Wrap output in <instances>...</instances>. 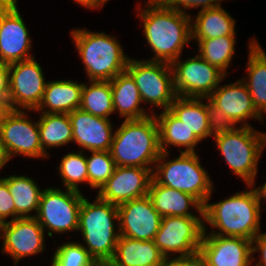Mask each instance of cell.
I'll list each match as a JSON object with an SVG mask.
<instances>
[{
	"label": "cell",
	"mask_w": 266,
	"mask_h": 266,
	"mask_svg": "<svg viewBox=\"0 0 266 266\" xmlns=\"http://www.w3.org/2000/svg\"><path fill=\"white\" fill-rule=\"evenodd\" d=\"M222 82L207 98L214 106L241 127H252L248 119L264 123V117L254 107L250 92L241 78L225 85Z\"/></svg>",
	"instance_id": "19"
},
{
	"label": "cell",
	"mask_w": 266,
	"mask_h": 266,
	"mask_svg": "<svg viewBox=\"0 0 266 266\" xmlns=\"http://www.w3.org/2000/svg\"><path fill=\"white\" fill-rule=\"evenodd\" d=\"M11 160L6 147L4 146L0 138V171L5 167V165Z\"/></svg>",
	"instance_id": "44"
},
{
	"label": "cell",
	"mask_w": 266,
	"mask_h": 266,
	"mask_svg": "<svg viewBox=\"0 0 266 266\" xmlns=\"http://www.w3.org/2000/svg\"><path fill=\"white\" fill-rule=\"evenodd\" d=\"M141 6H136V17L141 19L143 36L154 53L148 60L171 64L182 55L186 44L192 43L190 13L171 9L161 0H146Z\"/></svg>",
	"instance_id": "1"
},
{
	"label": "cell",
	"mask_w": 266,
	"mask_h": 266,
	"mask_svg": "<svg viewBox=\"0 0 266 266\" xmlns=\"http://www.w3.org/2000/svg\"><path fill=\"white\" fill-rule=\"evenodd\" d=\"M114 113L124 120H139L155 114L154 109L141 106L143 104L137 85L132 76L125 70L110 81ZM146 109V111H145ZM150 113V114H149Z\"/></svg>",
	"instance_id": "22"
},
{
	"label": "cell",
	"mask_w": 266,
	"mask_h": 266,
	"mask_svg": "<svg viewBox=\"0 0 266 266\" xmlns=\"http://www.w3.org/2000/svg\"><path fill=\"white\" fill-rule=\"evenodd\" d=\"M84 151L65 154L59 162L58 174L65 189L80 191L79 185L88 184V168Z\"/></svg>",
	"instance_id": "33"
},
{
	"label": "cell",
	"mask_w": 266,
	"mask_h": 266,
	"mask_svg": "<svg viewBox=\"0 0 266 266\" xmlns=\"http://www.w3.org/2000/svg\"><path fill=\"white\" fill-rule=\"evenodd\" d=\"M43 189L35 218L45 232L48 229L47 236L78 231L83 193L58 187Z\"/></svg>",
	"instance_id": "8"
},
{
	"label": "cell",
	"mask_w": 266,
	"mask_h": 266,
	"mask_svg": "<svg viewBox=\"0 0 266 266\" xmlns=\"http://www.w3.org/2000/svg\"><path fill=\"white\" fill-rule=\"evenodd\" d=\"M46 234L35 217L16 218L0 224V240L5 255L11 256L14 266L24 257L45 251Z\"/></svg>",
	"instance_id": "14"
},
{
	"label": "cell",
	"mask_w": 266,
	"mask_h": 266,
	"mask_svg": "<svg viewBox=\"0 0 266 266\" xmlns=\"http://www.w3.org/2000/svg\"><path fill=\"white\" fill-rule=\"evenodd\" d=\"M91 201L84 195L79 211V227L83 245L99 266L112 260L120 236L117 205L98 195Z\"/></svg>",
	"instance_id": "3"
},
{
	"label": "cell",
	"mask_w": 266,
	"mask_h": 266,
	"mask_svg": "<svg viewBox=\"0 0 266 266\" xmlns=\"http://www.w3.org/2000/svg\"><path fill=\"white\" fill-rule=\"evenodd\" d=\"M207 225L198 254L203 266H252V240L208 234Z\"/></svg>",
	"instance_id": "16"
},
{
	"label": "cell",
	"mask_w": 266,
	"mask_h": 266,
	"mask_svg": "<svg viewBox=\"0 0 266 266\" xmlns=\"http://www.w3.org/2000/svg\"><path fill=\"white\" fill-rule=\"evenodd\" d=\"M84 82L75 80L47 81L43 98L34 112L68 114L78 109Z\"/></svg>",
	"instance_id": "23"
},
{
	"label": "cell",
	"mask_w": 266,
	"mask_h": 266,
	"mask_svg": "<svg viewBox=\"0 0 266 266\" xmlns=\"http://www.w3.org/2000/svg\"><path fill=\"white\" fill-rule=\"evenodd\" d=\"M207 114L211 137L220 134L235 131L237 125L231 118L227 117L218 107L214 106L207 99Z\"/></svg>",
	"instance_id": "36"
},
{
	"label": "cell",
	"mask_w": 266,
	"mask_h": 266,
	"mask_svg": "<svg viewBox=\"0 0 266 266\" xmlns=\"http://www.w3.org/2000/svg\"><path fill=\"white\" fill-rule=\"evenodd\" d=\"M75 3L80 4L83 8H87L89 10H95L103 8V6L109 2L110 0H73Z\"/></svg>",
	"instance_id": "42"
},
{
	"label": "cell",
	"mask_w": 266,
	"mask_h": 266,
	"mask_svg": "<svg viewBox=\"0 0 266 266\" xmlns=\"http://www.w3.org/2000/svg\"><path fill=\"white\" fill-rule=\"evenodd\" d=\"M169 110L201 141L211 136L207 114V98L177 96Z\"/></svg>",
	"instance_id": "27"
},
{
	"label": "cell",
	"mask_w": 266,
	"mask_h": 266,
	"mask_svg": "<svg viewBox=\"0 0 266 266\" xmlns=\"http://www.w3.org/2000/svg\"><path fill=\"white\" fill-rule=\"evenodd\" d=\"M27 110L9 109L0 122V138L12 160L14 156L47 159L40 143L38 120H30Z\"/></svg>",
	"instance_id": "13"
},
{
	"label": "cell",
	"mask_w": 266,
	"mask_h": 266,
	"mask_svg": "<svg viewBox=\"0 0 266 266\" xmlns=\"http://www.w3.org/2000/svg\"><path fill=\"white\" fill-rule=\"evenodd\" d=\"M246 72L242 81L246 84L256 110L266 115V58L252 45L254 38H249Z\"/></svg>",
	"instance_id": "29"
},
{
	"label": "cell",
	"mask_w": 266,
	"mask_h": 266,
	"mask_svg": "<svg viewBox=\"0 0 266 266\" xmlns=\"http://www.w3.org/2000/svg\"><path fill=\"white\" fill-rule=\"evenodd\" d=\"M50 266H99L83 244L64 242L55 249Z\"/></svg>",
	"instance_id": "35"
},
{
	"label": "cell",
	"mask_w": 266,
	"mask_h": 266,
	"mask_svg": "<svg viewBox=\"0 0 266 266\" xmlns=\"http://www.w3.org/2000/svg\"><path fill=\"white\" fill-rule=\"evenodd\" d=\"M73 142L80 151H110L114 128L110 119L100 118L78 108L68 113Z\"/></svg>",
	"instance_id": "20"
},
{
	"label": "cell",
	"mask_w": 266,
	"mask_h": 266,
	"mask_svg": "<svg viewBox=\"0 0 266 266\" xmlns=\"http://www.w3.org/2000/svg\"><path fill=\"white\" fill-rule=\"evenodd\" d=\"M165 258L153 240L119 236L115 254L107 266H160Z\"/></svg>",
	"instance_id": "24"
},
{
	"label": "cell",
	"mask_w": 266,
	"mask_h": 266,
	"mask_svg": "<svg viewBox=\"0 0 266 266\" xmlns=\"http://www.w3.org/2000/svg\"><path fill=\"white\" fill-rule=\"evenodd\" d=\"M32 46L17 0H9L1 8L0 63L9 65L34 58L30 50Z\"/></svg>",
	"instance_id": "15"
},
{
	"label": "cell",
	"mask_w": 266,
	"mask_h": 266,
	"mask_svg": "<svg viewBox=\"0 0 266 266\" xmlns=\"http://www.w3.org/2000/svg\"><path fill=\"white\" fill-rule=\"evenodd\" d=\"M255 185H256L255 182H252L250 184L251 188L254 190L256 194L259 204L261 205L262 201L264 202L266 201V182H264L263 185H259V187H256Z\"/></svg>",
	"instance_id": "43"
},
{
	"label": "cell",
	"mask_w": 266,
	"mask_h": 266,
	"mask_svg": "<svg viewBox=\"0 0 266 266\" xmlns=\"http://www.w3.org/2000/svg\"><path fill=\"white\" fill-rule=\"evenodd\" d=\"M7 93H8L7 65L0 63V95L6 98Z\"/></svg>",
	"instance_id": "41"
},
{
	"label": "cell",
	"mask_w": 266,
	"mask_h": 266,
	"mask_svg": "<svg viewBox=\"0 0 266 266\" xmlns=\"http://www.w3.org/2000/svg\"><path fill=\"white\" fill-rule=\"evenodd\" d=\"M154 168L116 166L97 195L114 205L148 195Z\"/></svg>",
	"instance_id": "17"
},
{
	"label": "cell",
	"mask_w": 266,
	"mask_h": 266,
	"mask_svg": "<svg viewBox=\"0 0 266 266\" xmlns=\"http://www.w3.org/2000/svg\"><path fill=\"white\" fill-rule=\"evenodd\" d=\"M180 58L170 64L177 96L208 98L227 77L198 54L184 61Z\"/></svg>",
	"instance_id": "12"
},
{
	"label": "cell",
	"mask_w": 266,
	"mask_h": 266,
	"mask_svg": "<svg viewBox=\"0 0 266 266\" xmlns=\"http://www.w3.org/2000/svg\"><path fill=\"white\" fill-rule=\"evenodd\" d=\"M171 152H161L152 177L160 185L182 191L195 197L203 206L214 192L213 181L208 171L200 163L197 152H180L173 160Z\"/></svg>",
	"instance_id": "6"
},
{
	"label": "cell",
	"mask_w": 266,
	"mask_h": 266,
	"mask_svg": "<svg viewBox=\"0 0 266 266\" xmlns=\"http://www.w3.org/2000/svg\"><path fill=\"white\" fill-rule=\"evenodd\" d=\"M235 18L221 6L199 10L191 16V39H212L237 35Z\"/></svg>",
	"instance_id": "26"
},
{
	"label": "cell",
	"mask_w": 266,
	"mask_h": 266,
	"mask_svg": "<svg viewBox=\"0 0 266 266\" xmlns=\"http://www.w3.org/2000/svg\"><path fill=\"white\" fill-rule=\"evenodd\" d=\"M0 28H1V9H0Z\"/></svg>",
	"instance_id": "48"
},
{
	"label": "cell",
	"mask_w": 266,
	"mask_h": 266,
	"mask_svg": "<svg viewBox=\"0 0 266 266\" xmlns=\"http://www.w3.org/2000/svg\"><path fill=\"white\" fill-rule=\"evenodd\" d=\"M38 128L42 150L48 156L49 148L73 142L72 125L68 114L41 113Z\"/></svg>",
	"instance_id": "30"
},
{
	"label": "cell",
	"mask_w": 266,
	"mask_h": 266,
	"mask_svg": "<svg viewBox=\"0 0 266 266\" xmlns=\"http://www.w3.org/2000/svg\"><path fill=\"white\" fill-rule=\"evenodd\" d=\"M167 7L187 13V9L200 10L221 6L224 0H161Z\"/></svg>",
	"instance_id": "37"
},
{
	"label": "cell",
	"mask_w": 266,
	"mask_h": 266,
	"mask_svg": "<svg viewBox=\"0 0 266 266\" xmlns=\"http://www.w3.org/2000/svg\"><path fill=\"white\" fill-rule=\"evenodd\" d=\"M8 110L9 107L6 98L0 95V122L3 120V117Z\"/></svg>",
	"instance_id": "45"
},
{
	"label": "cell",
	"mask_w": 266,
	"mask_h": 266,
	"mask_svg": "<svg viewBox=\"0 0 266 266\" xmlns=\"http://www.w3.org/2000/svg\"><path fill=\"white\" fill-rule=\"evenodd\" d=\"M42 69L35 57L7 65L9 109L33 112L38 108L47 84Z\"/></svg>",
	"instance_id": "11"
},
{
	"label": "cell",
	"mask_w": 266,
	"mask_h": 266,
	"mask_svg": "<svg viewBox=\"0 0 266 266\" xmlns=\"http://www.w3.org/2000/svg\"><path fill=\"white\" fill-rule=\"evenodd\" d=\"M213 139L230 172L241 178L245 185L255 182L258 162L266 147V133L254 127L239 126L235 131L217 134Z\"/></svg>",
	"instance_id": "7"
},
{
	"label": "cell",
	"mask_w": 266,
	"mask_h": 266,
	"mask_svg": "<svg viewBox=\"0 0 266 266\" xmlns=\"http://www.w3.org/2000/svg\"><path fill=\"white\" fill-rule=\"evenodd\" d=\"M15 219V204L7 183L0 178V224ZM7 219V220H6Z\"/></svg>",
	"instance_id": "38"
},
{
	"label": "cell",
	"mask_w": 266,
	"mask_h": 266,
	"mask_svg": "<svg viewBox=\"0 0 266 266\" xmlns=\"http://www.w3.org/2000/svg\"><path fill=\"white\" fill-rule=\"evenodd\" d=\"M254 40H253V46L266 58V53L265 51L263 50V48L261 47L260 43H258V41L256 40L255 37H253Z\"/></svg>",
	"instance_id": "46"
},
{
	"label": "cell",
	"mask_w": 266,
	"mask_h": 266,
	"mask_svg": "<svg viewBox=\"0 0 266 266\" xmlns=\"http://www.w3.org/2000/svg\"><path fill=\"white\" fill-rule=\"evenodd\" d=\"M9 0H0V9L8 2Z\"/></svg>",
	"instance_id": "47"
},
{
	"label": "cell",
	"mask_w": 266,
	"mask_h": 266,
	"mask_svg": "<svg viewBox=\"0 0 266 266\" xmlns=\"http://www.w3.org/2000/svg\"><path fill=\"white\" fill-rule=\"evenodd\" d=\"M117 207L120 236L135 240L154 239L162 216L153 207L148 196L124 202Z\"/></svg>",
	"instance_id": "18"
},
{
	"label": "cell",
	"mask_w": 266,
	"mask_h": 266,
	"mask_svg": "<svg viewBox=\"0 0 266 266\" xmlns=\"http://www.w3.org/2000/svg\"><path fill=\"white\" fill-rule=\"evenodd\" d=\"M155 113L159 128V145L161 152L168 151L169 146L178 148L180 152H197L196 146L202 142L183 122H181L169 109ZM181 147H185L181 150ZM168 148V149H167Z\"/></svg>",
	"instance_id": "25"
},
{
	"label": "cell",
	"mask_w": 266,
	"mask_h": 266,
	"mask_svg": "<svg viewBox=\"0 0 266 266\" xmlns=\"http://www.w3.org/2000/svg\"><path fill=\"white\" fill-rule=\"evenodd\" d=\"M246 187L250 190L236 192L216 203H205L204 225L212 228L208 234L253 240L261 232L263 205L259 204L251 186Z\"/></svg>",
	"instance_id": "2"
},
{
	"label": "cell",
	"mask_w": 266,
	"mask_h": 266,
	"mask_svg": "<svg viewBox=\"0 0 266 266\" xmlns=\"http://www.w3.org/2000/svg\"><path fill=\"white\" fill-rule=\"evenodd\" d=\"M126 71L134 79L144 105L146 103L163 111L170 108L177 94L169 63L130 57Z\"/></svg>",
	"instance_id": "9"
},
{
	"label": "cell",
	"mask_w": 266,
	"mask_h": 266,
	"mask_svg": "<svg viewBox=\"0 0 266 266\" xmlns=\"http://www.w3.org/2000/svg\"><path fill=\"white\" fill-rule=\"evenodd\" d=\"M88 83L83 85L79 108L93 116L110 119L114 114L110 81L88 80Z\"/></svg>",
	"instance_id": "32"
},
{
	"label": "cell",
	"mask_w": 266,
	"mask_h": 266,
	"mask_svg": "<svg viewBox=\"0 0 266 266\" xmlns=\"http://www.w3.org/2000/svg\"><path fill=\"white\" fill-rule=\"evenodd\" d=\"M204 226V217L164 216L153 241L166 258L191 257L199 252Z\"/></svg>",
	"instance_id": "10"
},
{
	"label": "cell",
	"mask_w": 266,
	"mask_h": 266,
	"mask_svg": "<svg viewBox=\"0 0 266 266\" xmlns=\"http://www.w3.org/2000/svg\"><path fill=\"white\" fill-rule=\"evenodd\" d=\"M160 266H203L199 254L191 257H171L165 258Z\"/></svg>",
	"instance_id": "40"
},
{
	"label": "cell",
	"mask_w": 266,
	"mask_h": 266,
	"mask_svg": "<svg viewBox=\"0 0 266 266\" xmlns=\"http://www.w3.org/2000/svg\"><path fill=\"white\" fill-rule=\"evenodd\" d=\"M86 162L88 168V186L100 190L113 174L116 167L110 151H91Z\"/></svg>",
	"instance_id": "34"
},
{
	"label": "cell",
	"mask_w": 266,
	"mask_h": 266,
	"mask_svg": "<svg viewBox=\"0 0 266 266\" xmlns=\"http://www.w3.org/2000/svg\"><path fill=\"white\" fill-rule=\"evenodd\" d=\"M6 183L15 204V219L35 217L43 190L33 178L26 175L1 177ZM34 214H31V213Z\"/></svg>",
	"instance_id": "28"
},
{
	"label": "cell",
	"mask_w": 266,
	"mask_h": 266,
	"mask_svg": "<svg viewBox=\"0 0 266 266\" xmlns=\"http://www.w3.org/2000/svg\"><path fill=\"white\" fill-rule=\"evenodd\" d=\"M153 207L162 216L204 217V206L192 195L150 181L148 195ZM195 210L193 213L191 210ZM198 215V216H197Z\"/></svg>",
	"instance_id": "21"
},
{
	"label": "cell",
	"mask_w": 266,
	"mask_h": 266,
	"mask_svg": "<svg viewBox=\"0 0 266 266\" xmlns=\"http://www.w3.org/2000/svg\"><path fill=\"white\" fill-rule=\"evenodd\" d=\"M257 252L260 255L258 262L255 261ZM252 255V262L255 261L253 266H266V232H259L252 240Z\"/></svg>",
	"instance_id": "39"
},
{
	"label": "cell",
	"mask_w": 266,
	"mask_h": 266,
	"mask_svg": "<svg viewBox=\"0 0 266 266\" xmlns=\"http://www.w3.org/2000/svg\"><path fill=\"white\" fill-rule=\"evenodd\" d=\"M72 42L81 58L88 80L111 81L126 70L129 55L116 36L91 32L87 28L71 31Z\"/></svg>",
	"instance_id": "5"
},
{
	"label": "cell",
	"mask_w": 266,
	"mask_h": 266,
	"mask_svg": "<svg viewBox=\"0 0 266 266\" xmlns=\"http://www.w3.org/2000/svg\"><path fill=\"white\" fill-rule=\"evenodd\" d=\"M110 152L116 166L154 168L161 154L155 115L123 120L114 131Z\"/></svg>",
	"instance_id": "4"
},
{
	"label": "cell",
	"mask_w": 266,
	"mask_h": 266,
	"mask_svg": "<svg viewBox=\"0 0 266 266\" xmlns=\"http://www.w3.org/2000/svg\"><path fill=\"white\" fill-rule=\"evenodd\" d=\"M193 40L197 43V54L228 76L227 70L231 67L230 63L235 54V44H237L236 35L212 39H191L195 43Z\"/></svg>",
	"instance_id": "31"
}]
</instances>
